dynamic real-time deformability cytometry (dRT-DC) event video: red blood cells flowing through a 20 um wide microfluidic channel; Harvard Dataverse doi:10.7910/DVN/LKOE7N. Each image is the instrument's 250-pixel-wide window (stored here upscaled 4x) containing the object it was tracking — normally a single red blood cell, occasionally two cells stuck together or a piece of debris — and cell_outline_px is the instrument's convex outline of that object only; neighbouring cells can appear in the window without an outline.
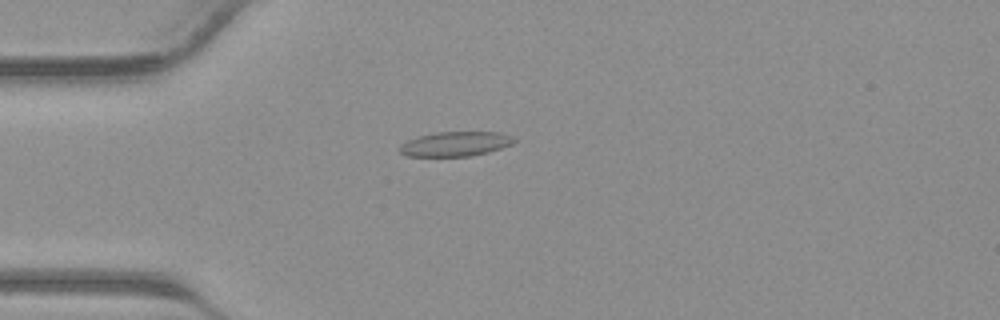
{"species": "common noctule bat (a hibernating species)", "species_latin": "Nyctalus noctula", "temperature_condition": "warm", "stored_images_in_passage": 41, "camera_frame_rate_fps": 3000, "um_per_image_px": 0.085, "animal": {"sex": "male", "body_mass_g": 23.1, "forearm_length_mm": 52.7}, "frame": {"image": 1, "passage_image": 11, "time_ms": 3.333, "image_size_px": [1000, 320], "cell_outline_px": [[516, 140], [512, 144], [488, 152], [468, 156], [408, 156], [400, 152], [400, 144], [408, 140], [420, 136], [436, 132], [496, 132], [512, 136]], "centroid_in_image_um": [38.7, 12.23], "position_along_channel_um": 46.3, "area_um2": 16.18}}
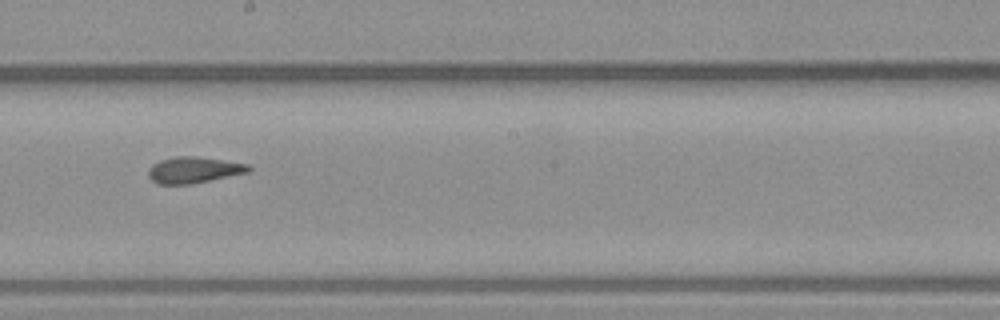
{"frame": {"image": 2, "passage_image": 23, "time_ms": 7.333, "image_size_px": [1000, 320], "cell_outline_px": [[252, 168], [248, 172], [192, 184], [156, 184], [148, 176], [148, 168], [152, 164], [160, 160], [176, 156], [196, 156], [248, 164]], "centroid_in_image_um": [16.43, 14.45], "position_along_channel_um": 231.8, "area_um2": 15.32}}
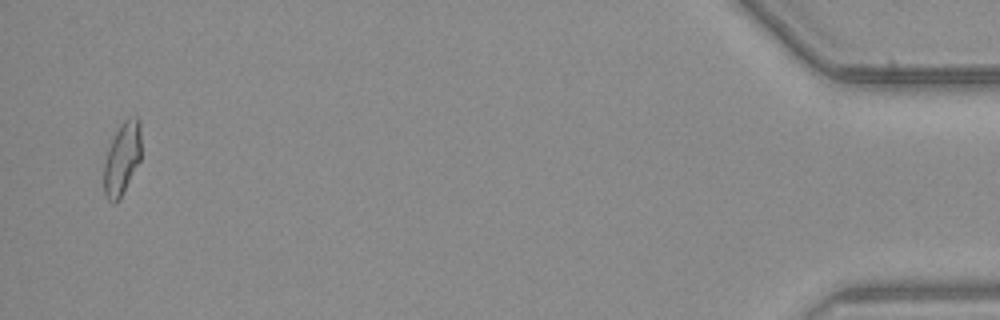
{"frame": {"image": 3, "passage_image": 40, "time_ms": 13.0, "image_size_px": [1000, 320], "cell_outline_px": [[140, 160], [116, 204], [112, 204], [104, 196], [104, 164], [108, 148], [116, 132], [124, 120], [128, 116], [136, 116], [140, 120]], "centroid_in_image_um": [10.36, 13.47], "position_along_channel_um": 424.8, "area_um2": 15.61}}